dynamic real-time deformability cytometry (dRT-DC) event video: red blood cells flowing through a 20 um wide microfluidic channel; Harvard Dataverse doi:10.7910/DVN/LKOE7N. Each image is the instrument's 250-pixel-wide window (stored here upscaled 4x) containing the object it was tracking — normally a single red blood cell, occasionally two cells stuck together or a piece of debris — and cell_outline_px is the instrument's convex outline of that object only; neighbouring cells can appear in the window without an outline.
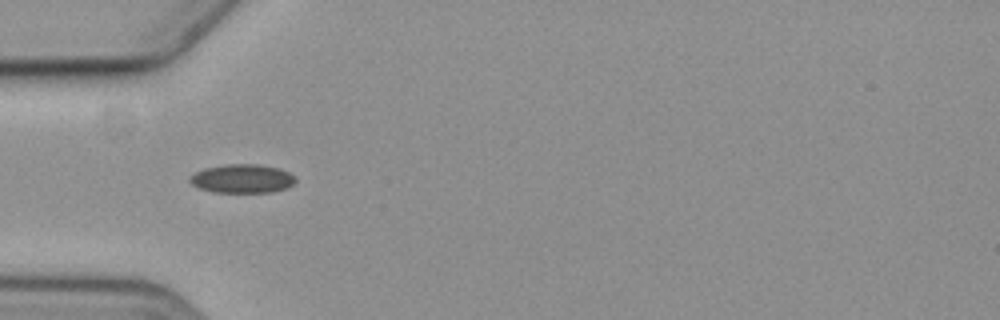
{"species": "common noctule bat (a hibernating species)", "species_latin": "Nyctalus noctula", "temperature_condition": "cold", "stored_images_in_passage": 5, "camera_frame_rate_fps": 3000, "um_per_image_px": 0.085, "animal": {"sex": "female", "body_mass_g": 19.3, "forearm_length_mm": 54.1}, "frame": {"image": 1, "passage_image": 3, "time_ms": 2.0, "image_size_px": [1000, 320], "cell_outline_px": [[296, 180], [288, 188], [272, 192], [212, 192], [200, 188], [192, 184], [188, 180], [188, 176], [204, 168], [228, 164], [260, 164], [280, 168], [296, 176]], "centroid_in_image_um": [20.6, 15.18], "position_along_channel_um": 64.4, "area_um2": 17.86}}
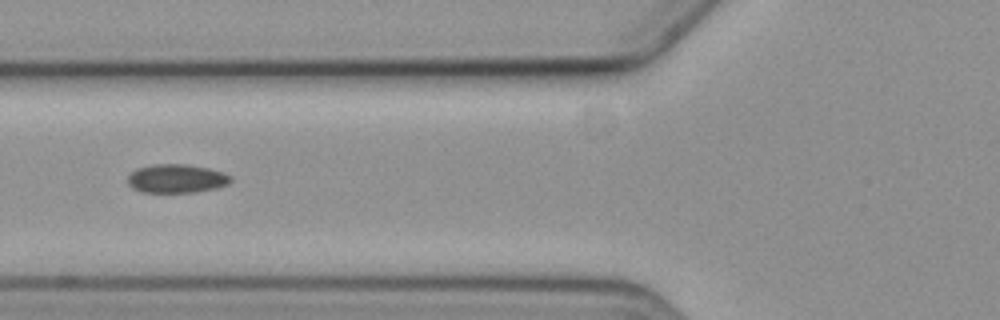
{"frame": {"image": 2, "passage_image": 4, "time_ms": 3.333, "image_size_px": [1000, 320], "cell_outline_px": [[232, 180], [228, 184], [216, 188], [196, 192], [140, 192], [132, 188], [128, 184], [128, 176], [136, 168], [152, 164], [188, 164], [208, 168], [224, 172], [232, 176]], "centroid_in_image_um": [15.01, 15.17], "position_along_channel_um": 110.8, "area_um2": 17.4}}
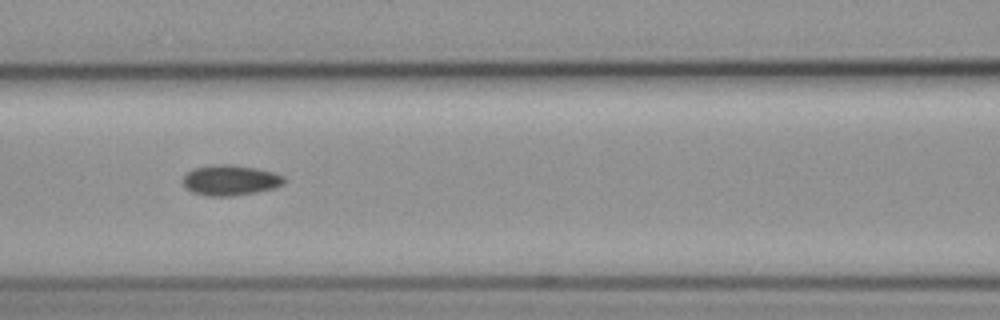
{"frame": {"image": 3, "passage_image": 5, "time_ms": 4.333, "image_size_px": [1000, 320], "cell_outline_px": [[284, 184], [276, 188], [256, 192], [232, 196], [208, 196], [192, 192], [184, 184], [184, 176], [192, 168], [208, 164], [232, 164], [256, 168], [272, 172], [284, 176]], "centroid_in_image_um": [19.58, 15.3], "position_along_channel_um": 147.0, "area_um2": 18.03}}